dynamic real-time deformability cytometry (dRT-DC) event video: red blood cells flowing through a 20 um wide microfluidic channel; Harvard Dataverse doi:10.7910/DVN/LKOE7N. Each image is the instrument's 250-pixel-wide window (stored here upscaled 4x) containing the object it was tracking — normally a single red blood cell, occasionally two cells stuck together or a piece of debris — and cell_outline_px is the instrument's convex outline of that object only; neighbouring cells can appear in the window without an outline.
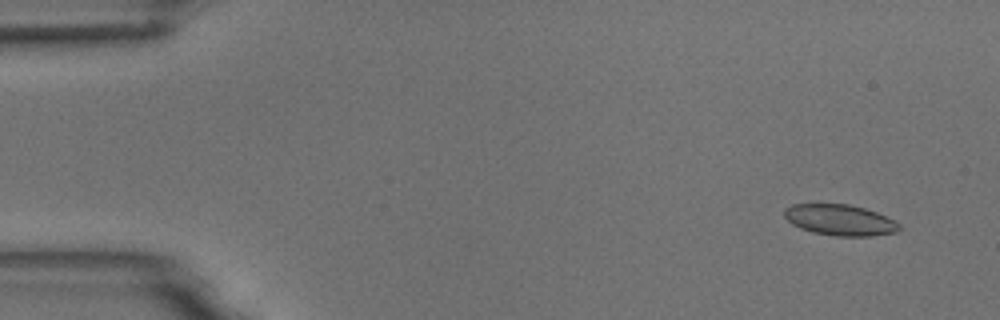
{"species": "common noctule bat (a hibernating species)", "species_latin": "Nyctalus noctula", "temperature_condition": "room temperature", "stored_images_in_passage": 55, "camera_frame_rate_fps": 3000, "um_per_image_px": 0.085, "animal": {"sex": "male", "body_mass_g": 18.8}, "frame": {"image": 1, "passage_image": 4, "time_ms": 1.0, "image_size_px": [1000, 320], "cell_outline_px": [[900, 228], [896, 232], [872, 236], [836, 236], [812, 232], [800, 228], [792, 224], [784, 216], [784, 208], [792, 204], [848, 204], [864, 208], [876, 212], [900, 224]], "centroid_in_image_um": [71.36, 18.7], "position_along_channel_um": 13.6, "area_um2": 20.63}}
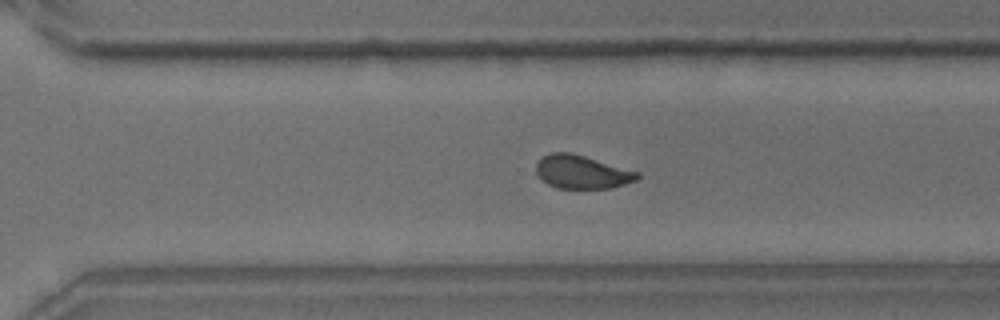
{"frame": {"image": 2, "passage_image": 38, "time_ms": 12.333, "image_size_px": [1000, 320], "cell_outline_px": [[640, 176], [636, 180], [612, 188], [556, 188], [548, 184], [536, 172], [536, 164], [544, 156], [552, 152], [572, 152], [640, 172]], "centroid_in_image_um": [49.49, 14.61], "position_along_channel_um": 321.1, "area_um2": 19.59}}
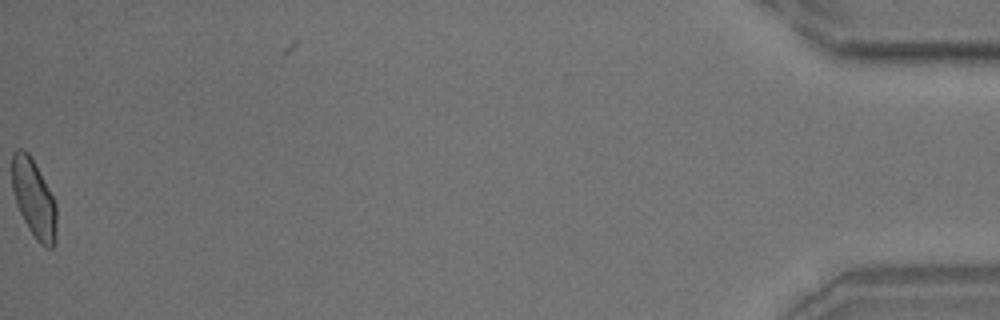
{"frame": {"image": 3, "passage_image": 55, "time_ms": 18.0, "image_size_px": [1000, 320], "cell_outline_px": [[56, 244], [52, 248], [48, 248], [40, 244], [36, 240], [28, 228], [16, 204], [12, 188], [12, 152], [16, 148], [20, 148], [28, 152], [48, 188], [56, 204]], "centroid_in_image_um": [2.87, 16.9], "position_along_channel_um": 432.3, "area_um2": 20.23}, "authors_computed_cell_mechanics": {"area_um2": 20.9236, "velocity_mm_per_s": 3.7191, "shape_relaxation_time_tau1_ms": null, "shape_relaxation_time_tau2_ms": 2.3528, "deformation_change_tau1": null, "deformation_change_tau2": 0.0806}}